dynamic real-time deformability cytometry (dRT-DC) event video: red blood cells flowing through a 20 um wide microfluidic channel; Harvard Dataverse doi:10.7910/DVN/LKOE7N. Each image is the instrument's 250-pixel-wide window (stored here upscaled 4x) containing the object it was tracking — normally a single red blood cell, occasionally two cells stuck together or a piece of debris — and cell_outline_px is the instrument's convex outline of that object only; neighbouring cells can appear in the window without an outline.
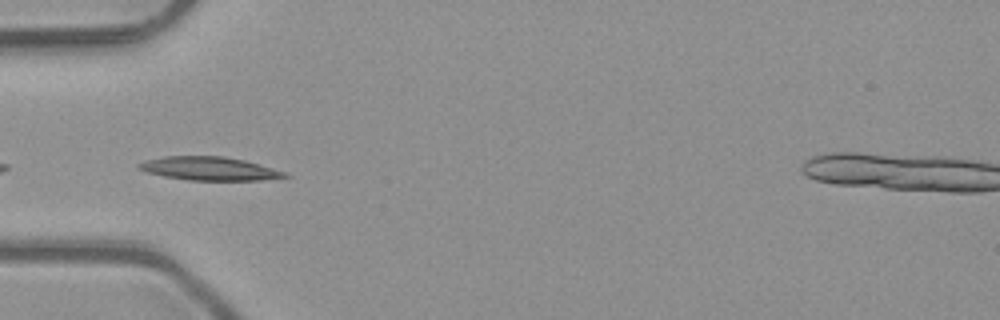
{"species": "common noctule bat (a hibernating species)", "species_latin": "Nyctalus noctula", "temperature_condition": "room temperature", "stored_images_in_passage": 4, "camera_frame_rate_fps": 3000, "um_per_image_px": 0.085, "animal": {"sex": "male", "body_mass_g": 23.1, "forearm_length_mm": 52.7}, "frame": {"image": 1, "passage_image": 4, "time_ms": 1.0, "image_size_px": [1000, 320], "cell_outline_px": [[292, 176], [260, 180], [188, 180], [164, 176], [148, 172], [136, 168], [136, 164], [144, 160], [164, 156], [224, 156], [244, 160], [272, 168], [284, 172]], "centroid_in_image_um": [17.74, 14.32], "position_along_channel_um": 67.3, "area_um2": 19.88}}